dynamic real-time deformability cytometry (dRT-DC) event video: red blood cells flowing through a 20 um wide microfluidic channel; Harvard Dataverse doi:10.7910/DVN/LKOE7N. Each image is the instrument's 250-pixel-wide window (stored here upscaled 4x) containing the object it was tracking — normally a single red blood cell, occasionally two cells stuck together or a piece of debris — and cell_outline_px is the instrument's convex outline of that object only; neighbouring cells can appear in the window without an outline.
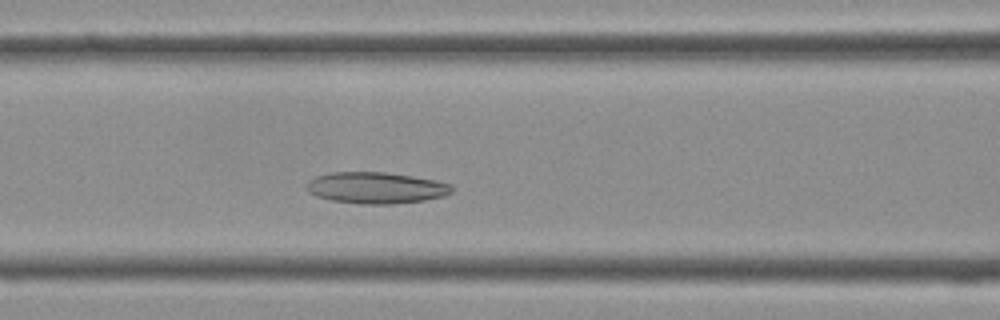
{"species": "Egyptian fruit bat (a non-hibernating species)", "species_latin": "Rousettus aegyptiacus", "temperature_condition": "cold", "stored_images_in_passage": 36, "camera_frame_rate_fps": 3000, "um_per_image_px": 0.085, "frame": {"image": 1, "passage_image": 12, "time_ms": 3.667, "image_size_px": [1000, 320], "cell_outline_px": [[456, 188], [452, 192], [444, 196], [424, 200], [392, 204], [360, 204], [332, 200], [316, 196], [308, 192], [308, 180], [316, 176], [332, 172], [384, 172], [412, 176], [436, 180], [452, 184]], "centroid_in_image_um": [32.0, 15.96], "position_along_channel_um": 134.6, "area_um2": 26.65}}
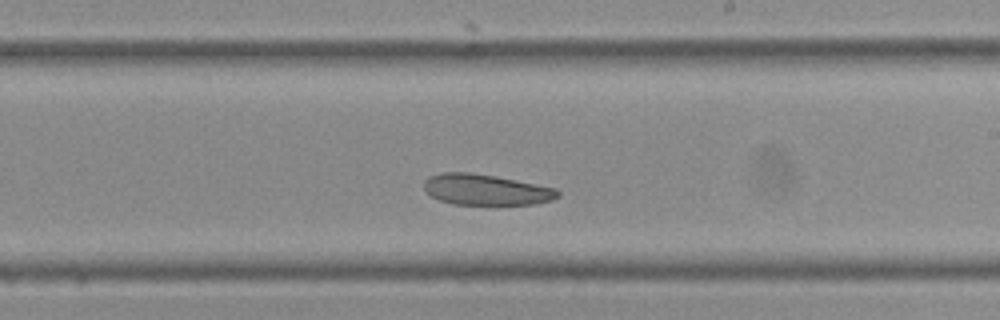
{"frame": {"image": 2, "passage_image": 19, "time_ms": 6.0, "image_size_px": [1000, 320], "cell_outline_px": [[560, 196], [552, 200], [536, 204], [452, 204], [440, 200], [432, 196], [424, 188], [424, 180], [428, 176], [440, 172], [472, 172], [496, 176], [556, 188], [560, 192]], "centroid_in_image_um": [41.3, 16.11], "position_along_channel_um": 247.7, "area_um2": 24.1}}
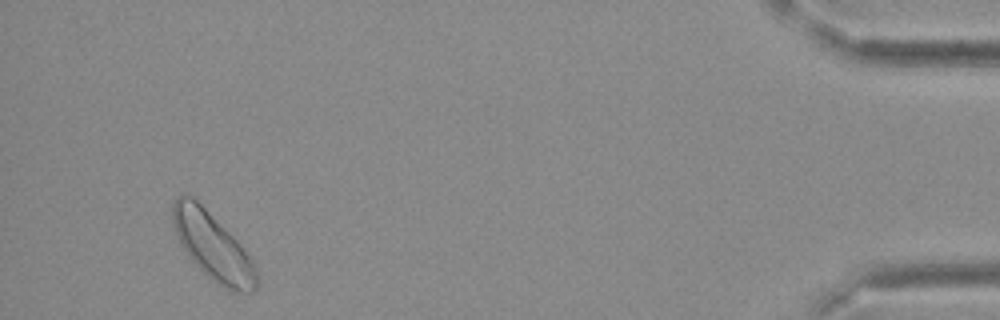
{"frame": {"image": 3, "passage_image": 34, "time_ms": 11.0, "image_size_px": [1000, 320], "cell_outline_px": [[256, 288], [252, 292], [240, 292], [228, 288], [220, 284], [208, 276], [188, 256], [180, 244], [172, 224], [172, 200], [176, 196], [192, 196], [240, 244], [252, 260], [256, 268]], "centroid_in_image_um": [18.04, 20.92], "position_along_channel_um": 417.2, "area_um2": 31.91}}